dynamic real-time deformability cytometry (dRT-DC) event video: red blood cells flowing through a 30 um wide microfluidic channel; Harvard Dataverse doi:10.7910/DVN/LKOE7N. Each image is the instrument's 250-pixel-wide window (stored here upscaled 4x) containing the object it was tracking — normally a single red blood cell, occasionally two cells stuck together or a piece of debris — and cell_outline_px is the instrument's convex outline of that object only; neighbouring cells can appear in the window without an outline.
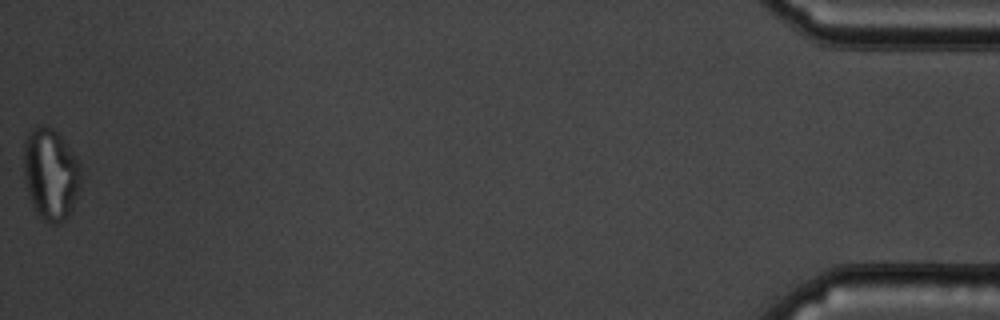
{"species": "common noctule bat (a hibernating species)", "species_latin": "Nyctalus noctula", "temperature_condition": "cold", "stored_images_in_passage": 42, "camera_frame_rate_fps": 3000, "um_per_image_px": 0.085, "animal": {"sex": "male", "body_mass_g": 19.5, "forearm_length_mm": 54.6}, "frame": {"image": 1, "passage_image": 42, "time_ms": 13.667, "image_size_px": [1000, 320], "cell_outline_px": [[80, 188], [72, 208], [68, 216], [60, 224], [52, 224], [36, 216], [24, 180], [24, 140], [28, 132], [36, 124], [44, 124], [52, 128], [64, 140], [80, 160]], "centroid_in_image_um": [4.3, 14.78], "position_along_channel_um": 430.9, "area_um2": 31.1}, "authors_computed_cell_mechanics": {"area_um2": 23.5246, "velocity_mm_per_s": 3.3862, "shape_relaxation_time_tau1_ms": null, "shape_relaxation_time_tau2_ms": 1.4461, "deformation_change_tau1": null, "deformation_change_tau2": 0.0781}}